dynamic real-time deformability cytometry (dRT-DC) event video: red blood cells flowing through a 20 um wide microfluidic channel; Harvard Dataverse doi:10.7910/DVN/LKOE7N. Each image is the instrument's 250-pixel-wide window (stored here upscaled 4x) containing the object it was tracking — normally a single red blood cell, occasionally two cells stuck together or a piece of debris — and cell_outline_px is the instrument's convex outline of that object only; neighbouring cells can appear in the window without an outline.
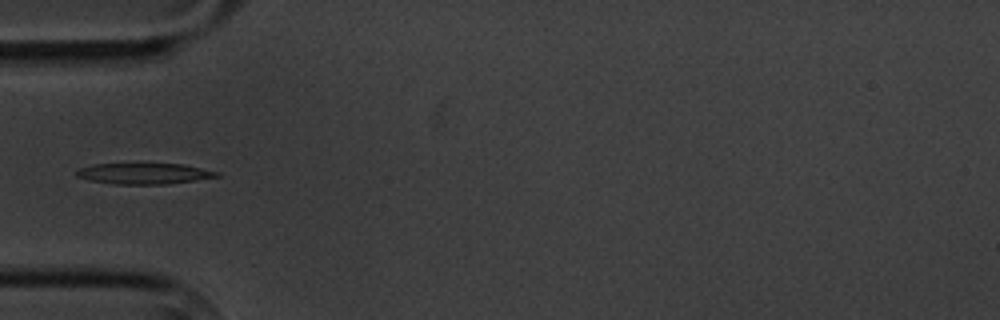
{"species": "common noctule bat (a hibernating species)", "species_latin": "Nyctalus noctula", "temperature_condition": "cold", "stored_images_in_passage": 15, "camera_frame_rate_fps": 3000, "um_per_image_px": 0.085, "animal": {"sex": "male", "body_mass_g": 20.1, "forearm_length_mm": 53.5}, "frame": {"image": 1, "passage_image": 4, "time_ms": 4.333, "image_size_px": [1000, 320], "cell_outline_px": [[220, 176], [196, 180], [168, 184], [112, 184], [88, 180], [76, 176], [76, 172], [80, 168], [92, 164], [184, 164], [220, 172]], "centroid_in_image_um": [12.25, 14.76], "position_along_channel_um": 72.7, "area_um2": 17.11}}
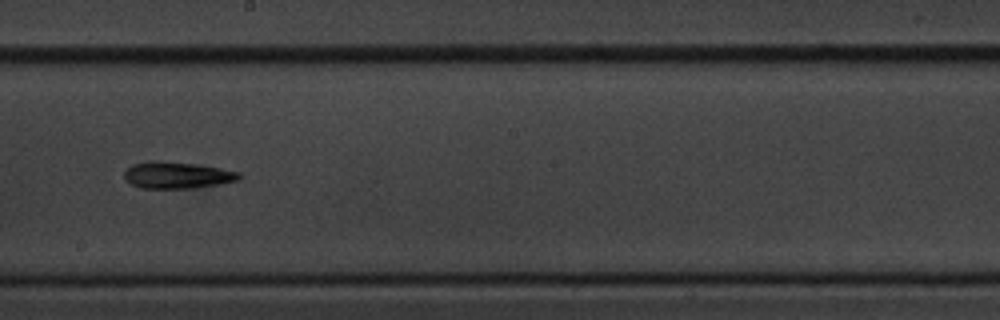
{"frame": {"image": 2, "passage_image": 8, "time_ms": 9.0, "image_size_px": [1000, 320], "cell_outline_px": [[244, 176], [240, 180], [220, 184], [196, 188], [140, 188], [132, 184], [124, 176], [124, 172], [132, 164], [148, 160], [156, 160], [192, 164], [220, 168], [240, 172]], "centroid_in_image_um": [15.09, 14.89], "position_along_channel_um": 233.1, "area_um2": 17.92}}
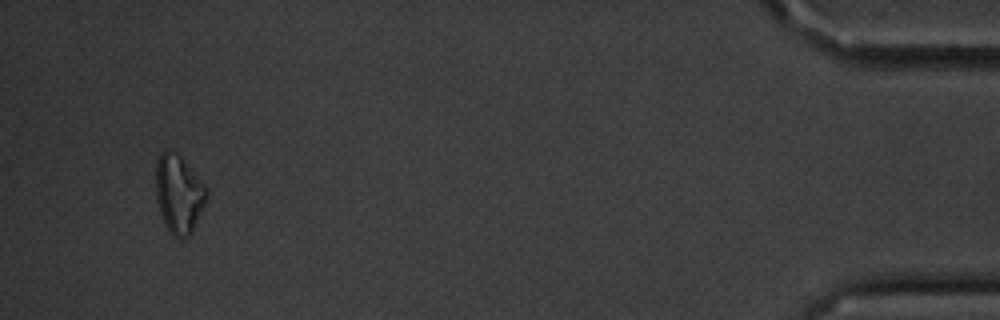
{"frame": {"image": 3, "passage_image": 14, "time_ms": 16.667, "image_size_px": [1000, 320], "cell_outline_px": [[208, 196], [192, 232], [188, 236], [180, 240], [172, 236], [164, 224], [156, 200], [156, 160], [160, 152], [164, 148], [168, 148], [176, 152], [184, 160], [208, 188]], "centroid_in_image_um": [15.18, 16.47], "position_along_channel_um": 420.0, "area_um2": 23.58}, "authors_computed_cell_mechanics": {"area_um2": 17.8024, "velocity_mm_per_s": 3.4211, "shape_relaxation_time_tau1_ms": 3.4067, "shape_relaxation_time_tau2_ms": null, "deformation_change_tau1": 0.1333, "deformation_change_tau2": null}}